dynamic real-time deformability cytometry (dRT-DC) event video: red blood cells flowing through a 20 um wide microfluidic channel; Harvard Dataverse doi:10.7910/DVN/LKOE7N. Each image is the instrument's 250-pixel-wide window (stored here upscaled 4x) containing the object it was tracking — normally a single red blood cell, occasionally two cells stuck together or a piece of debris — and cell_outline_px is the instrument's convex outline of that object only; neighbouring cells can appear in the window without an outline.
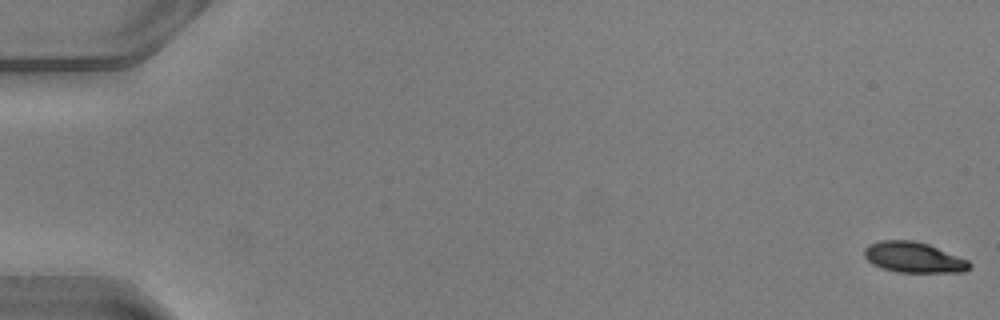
{"species": "common noctule bat (a hibernating species)", "species_latin": "Nyctalus noctula", "temperature_condition": "warm", "stored_images_in_passage": 16, "camera_frame_rate_fps": 3000, "um_per_image_px": 0.085, "animal": {"sex": "male", "body_mass_g": 20.5, "forearm_length_mm": 52.5}, "frame": {"image": 1, "passage_image": 1, "time_ms": 0.0, "image_size_px": [1000, 320], "cell_outline_px": [[972, 268], [964, 272], [896, 272], [880, 268], [872, 264], [864, 256], [864, 248], [868, 244], [880, 240], [912, 240], [928, 244], [968, 260], [972, 264]], "centroid_in_image_um": [77.65, 21.88], "position_along_channel_um": 7.4, "area_um2": 18.9}}
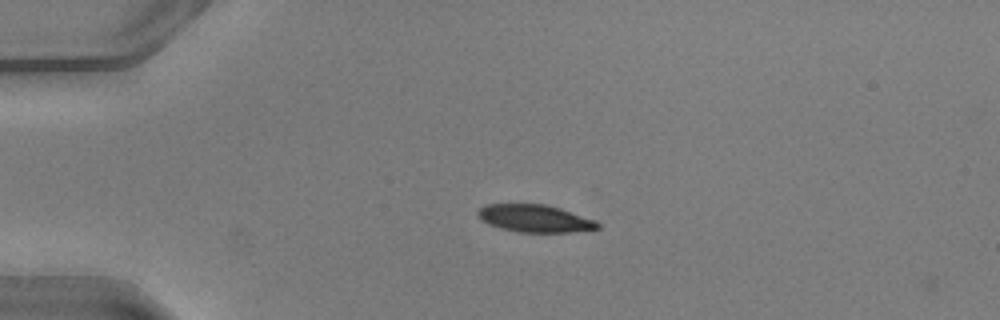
{"frame": {"image": 2, "passage_image": 13, "time_ms": 4.0, "image_size_px": [1000, 320], "cell_outline_px": [[600, 228], [572, 232], [516, 232], [500, 228], [488, 224], [480, 220], [476, 212], [484, 204], [544, 204], [560, 208], [596, 220], [600, 224]], "centroid_in_image_um": [45.44, 18.57], "position_along_channel_um": 39.6, "area_um2": 19.31}}